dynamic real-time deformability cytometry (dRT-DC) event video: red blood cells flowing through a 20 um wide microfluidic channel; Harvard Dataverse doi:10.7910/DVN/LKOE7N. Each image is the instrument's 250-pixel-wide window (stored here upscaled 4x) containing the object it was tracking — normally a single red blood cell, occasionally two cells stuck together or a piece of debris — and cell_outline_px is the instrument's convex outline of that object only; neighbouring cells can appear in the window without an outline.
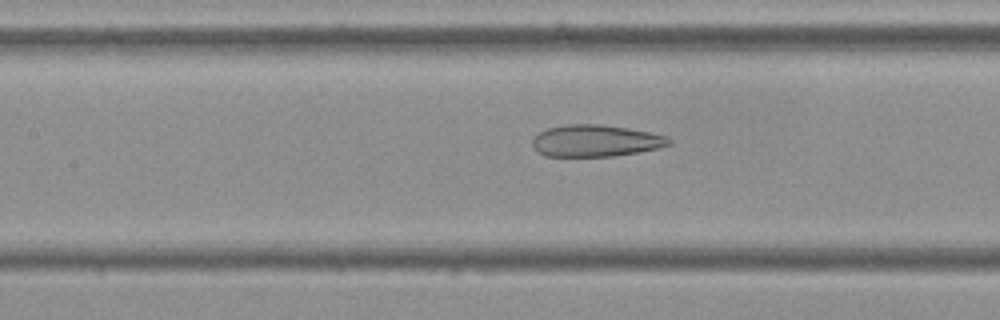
{"species": "Egyptian fruit bat (a non-hibernating species)", "species_latin": "Rousettus aegyptiacus", "temperature_condition": "cold", "stored_images_in_passage": 54, "camera_frame_rate_fps": 3000, "um_per_image_px": 0.085, "frame": {"image": 1, "passage_image": 24, "time_ms": 7.667, "image_size_px": [1000, 320], "cell_outline_px": [[672, 144], [656, 148], [636, 152], [612, 156], [544, 156], [536, 152], [532, 148], [532, 140], [540, 132], [548, 128], [568, 124], [600, 124], [628, 128], [648, 132], [664, 136], [672, 140]], "centroid_in_image_um": [50.57, 11.97], "position_along_channel_um": 156.8, "area_um2": 25.14}}
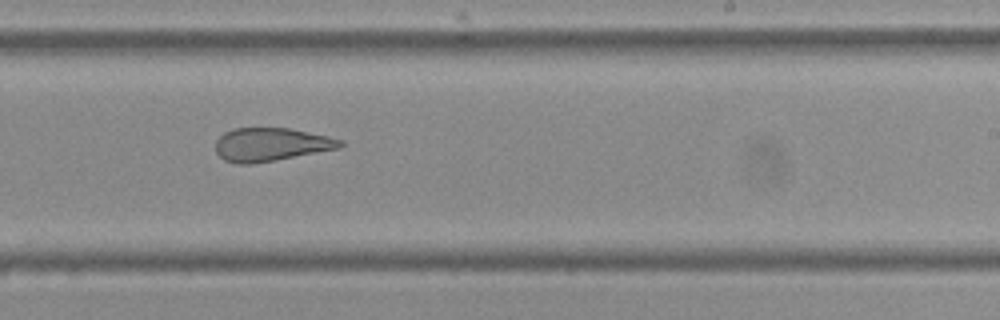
{"frame": {"image": 2, "passage_image": 33, "time_ms": 10.667, "image_size_px": [1000, 320], "cell_outline_px": [[344, 144], [340, 148], [276, 160], [252, 164], [236, 164], [224, 160], [216, 152], [216, 140], [224, 132], [232, 128], [288, 128], [328, 136], [344, 140]], "centroid_in_image_um": [23.03, 12.28], "position_along_channel_um": 266.0, "area_um2": 24.28}}
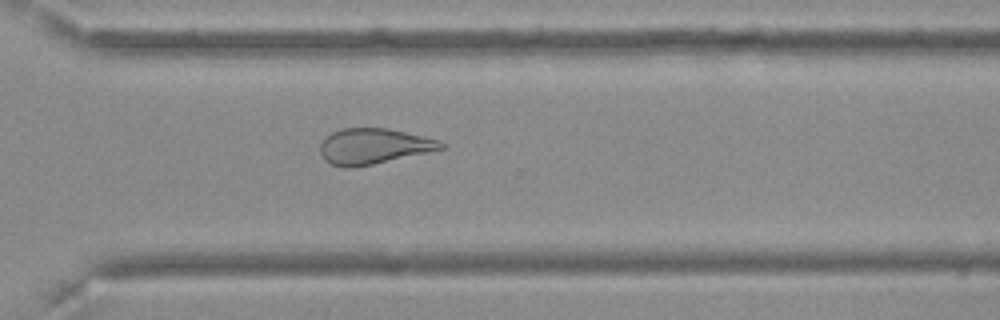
{"frame": {"image": 3, "passage_image": 39, "time_ms": 12.667, "image_size_px": [1000, 320], "cell_outline_px": [[444, 148], [428, 152], [372, 164], [352, 168], [344, 168], [332, 164], [324, 160], [320, 152], [320, 144], [332, 132], [344, 128], [388, 128], [440, 140], [444, 144]], "centroid_in_image_um": [31.74, 12.43], "position_along_channel_um": 338.9, "area_um2": 24.85}, "authors_computed_cell_mechanics": {"area_um2": 28.4954, "velocity_mm_per_s": 3.6478, "shape_relaxation_time_tau1_ms": null, "shape_relaxation_time_tau2_ms": 2.687, "deformation_change_tau1": null, "deformation_change_tau2": 0.1153}}